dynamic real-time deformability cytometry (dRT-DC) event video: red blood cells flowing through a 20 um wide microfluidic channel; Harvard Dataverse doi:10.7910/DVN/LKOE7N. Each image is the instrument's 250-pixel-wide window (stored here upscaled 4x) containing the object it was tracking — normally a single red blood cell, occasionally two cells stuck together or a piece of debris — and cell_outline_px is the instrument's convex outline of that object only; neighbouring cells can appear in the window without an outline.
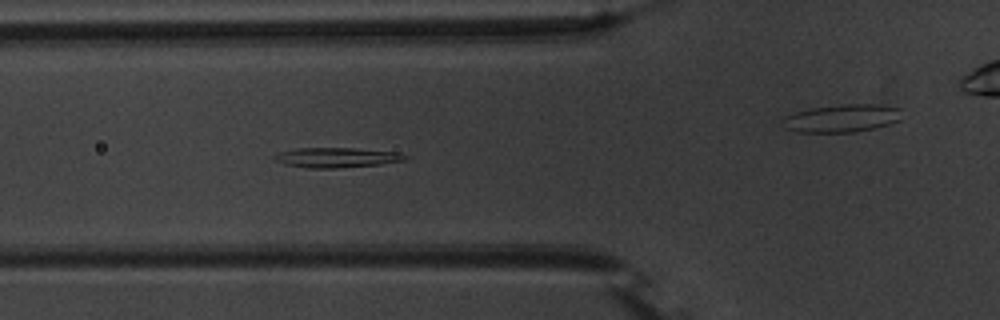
{"species": "common noctule bat (a hibernating species)", "species_latin": "Nyctalus noctula", "temperature_condition": "warm", "stored_images_in_passage": 54, "camera_frame_rate_fps": 3000, "um_per_image_px": 0.085, "animal": {"sex": "male", "body_mass_g": 20.1, "forearm_length_mm": 53.5}, "frame": {"image": 1, "passage_image": 19, "time_ms": 6.0, "image_size_px": [1000, 320], "cell_outline_px": [[408, 160], [380, 164], [336, 168], [308, 168], [284, 164], [276, 160], [272, 156], [280, 152], [296, 148], [352, 148], [400, 152], [408, 156]], "centroid_in_image_um": [28.65, 13.39], "position_along_channel_um": 97.1, "area_um2": 15.2}}
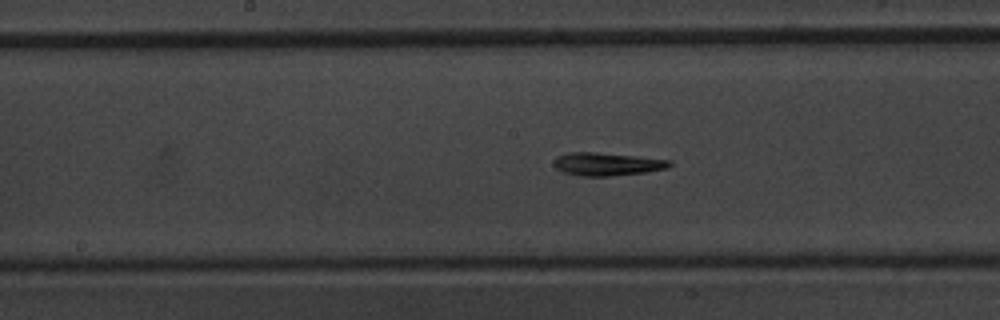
{"frame": {"image": 2, "passage_image": 27, "time_ms": 8.667, "image_size_px": [1000, 320], "cell_outline_px": [[672, 164], [668, 168], [648, 172], [608, 176], [576, 176], [564, 172], [556, 168], [552, 164], [552, 160], [556, 156], [568, 152], [596, 152], [672, 160]], "centroid_in_image_um": [51.56, 13.95], "position_along_channel_um": 196.6, "area_um2": 15.72}}
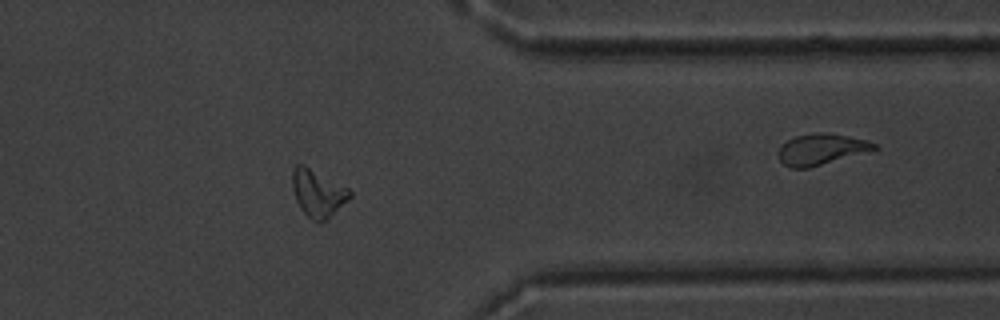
{"frame": {"image": 3, "passage_image": 43, "time_ms": 14.0, "image_size_px": [1000, 320], "cell_outline_px": [[352, 196], [328, 220], [320, 224], [316, 224], [300, 208], [296, 200], [292, 188], [292, 168], [296, 164], [304, 164], [348, 188], [352, 192]], "centroid_in_image_um": [27.01, 16.44], "position_along_channel_um": 384.4, "area_um2": 16.13}, "authors_computed_cell_mechanics": {"area_um2": 15.4037, "velocity_mm_per_s": 3.7077, "shape_relaxation_time_tau1_ms": 5.362, "shape_relaxation_time_tau2_ms": null, "deformation_change_tau1": 0.2092, "deformation_change_tau2": null}}